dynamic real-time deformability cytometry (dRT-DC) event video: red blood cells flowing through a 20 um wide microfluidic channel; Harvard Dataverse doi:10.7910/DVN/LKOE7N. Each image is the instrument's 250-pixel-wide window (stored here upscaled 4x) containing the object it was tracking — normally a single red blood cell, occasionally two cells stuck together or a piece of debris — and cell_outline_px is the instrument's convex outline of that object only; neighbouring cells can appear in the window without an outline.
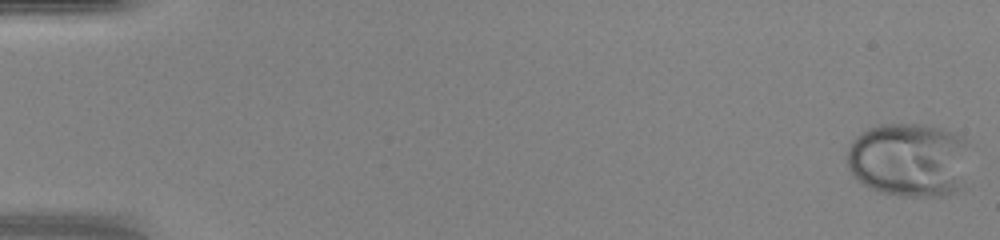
{"species": "human", "species_latin": "Homo sapiens", "temperature_condition": "warm", "stored_images_in_passage": 48, "camera_frame_rate_fps": 3000, "um_per_image_px": 0.085, "donor": {"sex": "female"}, "frame": {"image": 1, "passage_image": 1, "time_ms": 0.0, "image_size_px": [1000, 240], "cell_outline_px": [[968, 144], [960, 188], [956, 192], [948, 196], [900, 196], [880, 192], [864, 184], [852, 176], [848, 168], [848, 148], [852, 140], [860, 132], [868, 128], [880, 124], [920, 124], [944, 128], [956, 132], [964, 136], [968, 140]], "centroid_in_image_um": [77.25, 13.56], "position_along_channel_um": 7.7, "area_um2": 53.47}}
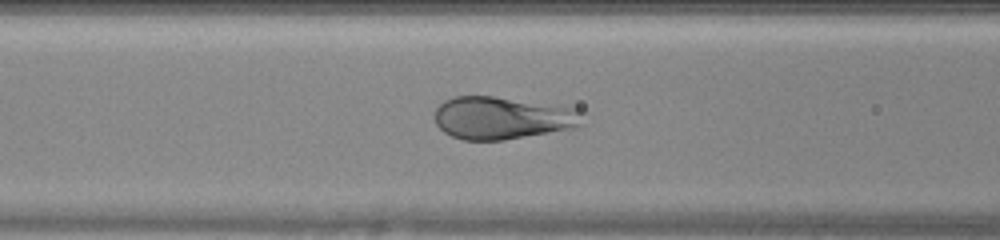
{"frame": {"image": 2, "passage_image": 21, "time_ms": 6.667, "image_size_px": [1000, 240], "cell_outline_px": [[584, 112], [580, 124], [576, 128], [504, 140], [464, 140], [452, 136], [444, 132], [436, 124], [436, 108], [444, 100], [456, 96], [492, 96], [580, 108]], "centroid_in_image_um": [42.74, 10.02], "position_along_channel_um": 123.9, "area_um2": 36.82}}
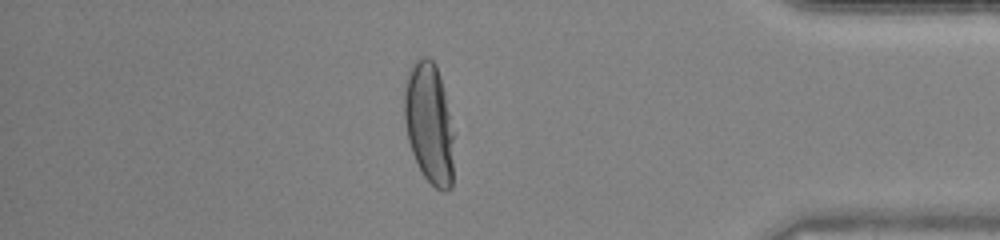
{"frame": {"image": 3, "passage_image": 42, "time_ms": 13.667, "image_size_px": [1000, 240], "cell_outline_px": [[452, 188], [448, 192], [444, 192], [436, 188], [424, 176], [412, 152], [408, 140], [404, 120], [404, 80], [408, 68], [420, 56], [428, 56], [436, 64], [440, 76], [444, 92], [452, 136]], "centroid_in_image_um": [36.43, 10.42], "position_along_channel_um": 398.8, "area_um2": 34.74}}